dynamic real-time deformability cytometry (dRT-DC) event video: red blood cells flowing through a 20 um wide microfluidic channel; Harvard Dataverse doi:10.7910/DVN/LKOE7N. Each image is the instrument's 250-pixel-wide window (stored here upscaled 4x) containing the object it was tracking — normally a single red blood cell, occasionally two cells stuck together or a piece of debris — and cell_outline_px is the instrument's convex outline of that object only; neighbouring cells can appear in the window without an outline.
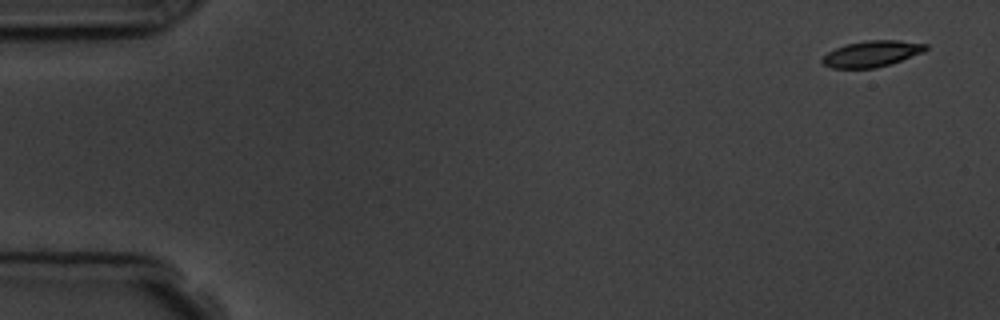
{"species": "common noctule bat (a hibernating species)", "species_latin": "Nyctalus noctula", "temperature_condition": "room temperature", "stored_images_in_passage": 2, "camera_frame_rate_fps": 3000, "um_per_image_px": 0.085, "animal": {"sex": "male", "body_mass_g": 19.5, "forearm_length_mm": 54.6}, "frame": {"image": 1, "passage_image": 2, "time_ms": 1.333, "image_size_px": [1000, 320], "cell_outline_px": [[928, 48], [924, 52], [876, 68], [832, 68], [824, 64], [820, 60], [828, 52], [844, 44], [864, 40], [900, 40], [928, 44]], "centroid_in_image_um": [74.1, 4.55], "position_along_channel_um": 10.9, "area_um2": 15.72}}